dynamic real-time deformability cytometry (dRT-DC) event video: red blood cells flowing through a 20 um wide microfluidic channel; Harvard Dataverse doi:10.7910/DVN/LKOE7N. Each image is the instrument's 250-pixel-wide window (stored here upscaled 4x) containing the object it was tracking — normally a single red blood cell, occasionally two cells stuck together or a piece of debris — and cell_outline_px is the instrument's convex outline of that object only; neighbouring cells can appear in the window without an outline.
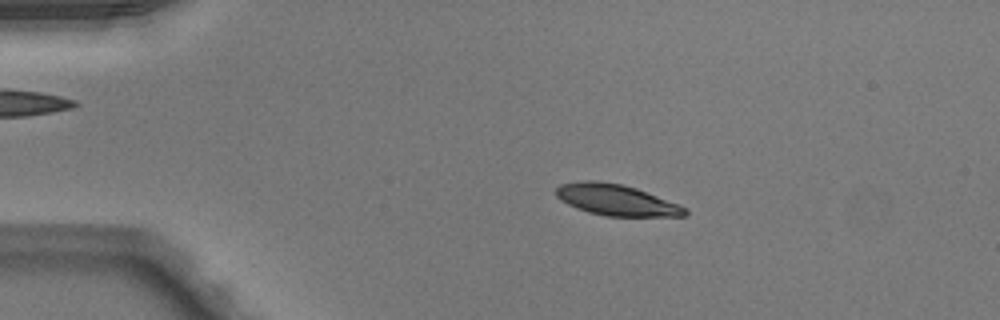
{"species": "Egyptian fruit bat (a non-hibernating species)", "species_latin": "Rousettus aegyptiacus", "temperature_condition": "warm", "stored_images_in_passage": 41, "camera_frame_rate_fps": 3000, "um_per_image_px": 0.085, "animal": {"sex": "male"}, "frame": {"image": 1, "passage_image": 1, "time_ms": 0.0, "image_size_px": [1000, 320], "cell_outline_px": [[688, 216], [604, 216], [588, 212], [576, 208], [560, 200], [556, 196], [556, 188], [560, 184], [580, 180], [600, 180], [624, 184], [636, 188], [680, 204], [688, 208]], "centroid_in_image_um": [52.39, 16.98], "position_along_channel_um": 32.6, "area_um2": 23.76}}
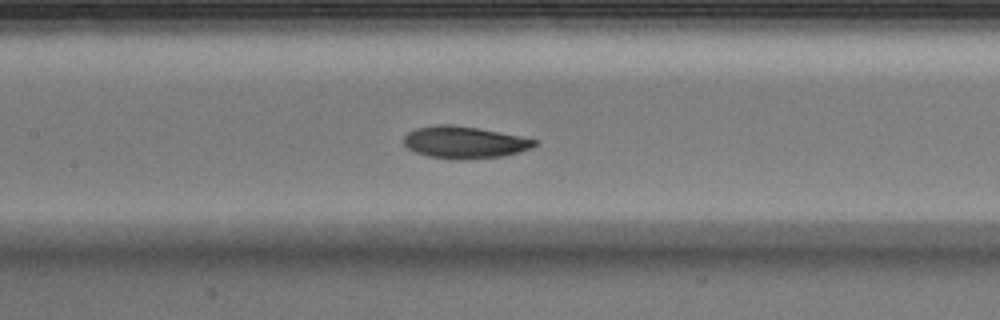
{"frame": {"image": 2, "passage_image": 15, "time_ms": 4.667, "image_size_px": [1000, 320], "cell_outline_px": [[540, 144], [532, 148], [520, 152], [504, 156], [464, 160], [452, 160], [428, 156], [416, 152], [408, 148], [404, 144], [404, 136], [408, 132], [416, 128], [436, 124], [448, 124], [476, 128], [520, 136], [540, 140]], "centroid_in_image_um": [39.52, 12.11], "position_along_channel_um": 167.9, "area_um2": 24.68}}
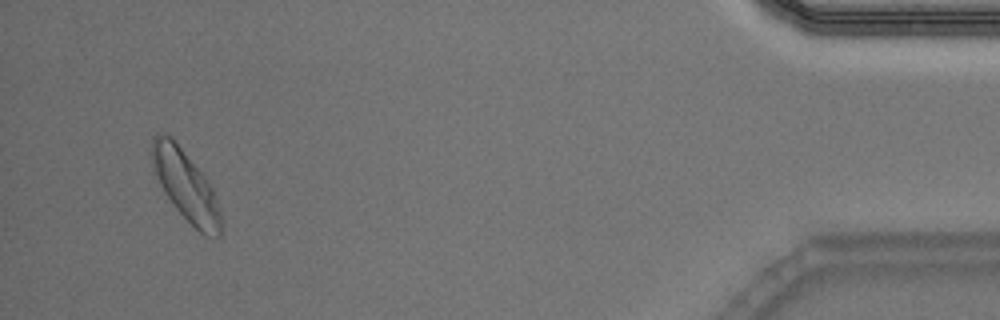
{"frame": {"image": 3, "passage_image": 39, "time_ms": 12.667, "image_size_px": [1000, 320], "cell_outline_px": [[224, 224], [220, 236], [216, 240], [204, 236], [172, 204], [164, 192], [152, 172], [152, 136], [156, 132], [164, 132], [172, 136], [208, 180], [216, 196]], "centroid_in_image_um": [15.8, 15.78], "position_along_channel_um": 419.4, "area_um2": 28.9}, "authors_computed_cell_mechanics": {"area_um2": 24.6806, "velocity_mm_per_s": 4.0212, "shape_relaxation_time_tau1_ms": 2.2268, "shape_relaxation_time_tau2_ms": 3.2492, "deformation_change_tau1": 0.1126, "deformation_change_tau2": 0.077}}